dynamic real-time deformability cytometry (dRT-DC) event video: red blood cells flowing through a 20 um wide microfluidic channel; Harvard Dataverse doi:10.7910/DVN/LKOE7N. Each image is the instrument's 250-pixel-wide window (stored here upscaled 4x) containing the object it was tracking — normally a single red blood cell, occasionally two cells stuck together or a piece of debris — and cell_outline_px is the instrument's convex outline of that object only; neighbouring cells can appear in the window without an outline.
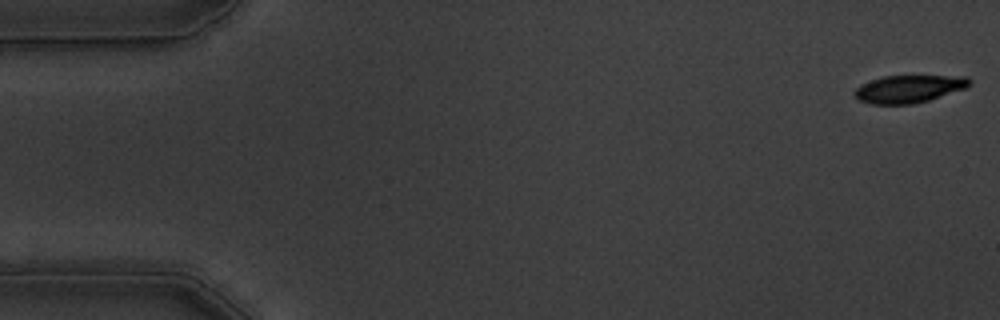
{"species": "common noctule bat (a hibernating species)", "species_latin": "Nyctalus noctula", "temperature_condition": "warm", "stored_images_in_passage": 56, "camera_frame_rate_fps": 3000, "um_per_image_px": 0.085, "animal": {"sex": "male", "body_mass_g": 19.5, "forearm_length_mm": 54.6}, "frame": {"image": 1, "passage_image": 1, "time_ms": 0.0, "image_size_px": [1000, 320], "cell_outline_px": [[972, 84], [964, 88], [928, 100], [912, 104], [872, 104], [856, 100], [852, 92], [860, 84], [884, 76], [968, 76], [972, 80]], "centroid_in_image_um": [77.21, 7.55], "position_along_channel_um": 7.8, "area_um2": 18.5}}
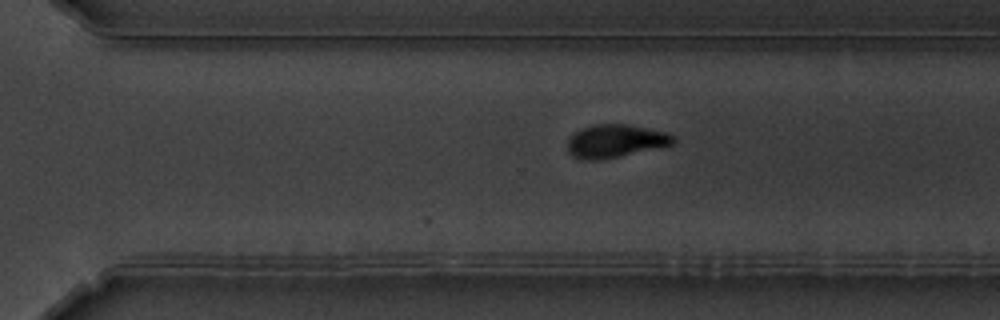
{"frame": {"image": 2, "passage_image": 38, "time_ms": 12.333, "image_size_px": [1000, 320], "cell_outline_px": [[676, 140], [672, 144], [660, 148], [600, 160], [580, 160], [572, 156], [568, 152], [568, 140], [580, 128], [592, 124], [628, 124], [668, 132]], "centroid_in_image_um": [52.31, 11.99], "position_along_channel_um": 318.3, "area_um2": 20.58}}
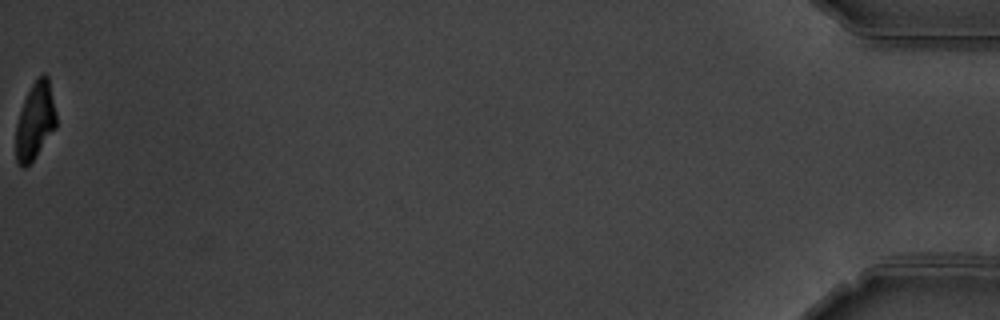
{"frame": {"image": 3, "passage_image": 56, "time_ms": 18.333, "image_size_px": [1000, 320], "cell_outline_px": [[56, 128], [36, 156], [24, 168], [20, 168], [16, 160], [16, 124], [24, 100], [32, 84], [44, 72], [48, 76], [56, 112]], "centroid_in_image_um": [2.99, 10.3], "position_along_channel_um": 432.2, "area_um2": 18.03}, "authors_computed_cell_mechanics": {"area_um2": 20.4034, "velocity_mm_per_s": 3.6073, "shape_relaxation_time_tau1_ms": 2.9703, "shape_relaxation_time_tau2_ms": 3.7855, "deformation_change_tau1": 0.1655, "deformation_change_tau2": 0.0977}}